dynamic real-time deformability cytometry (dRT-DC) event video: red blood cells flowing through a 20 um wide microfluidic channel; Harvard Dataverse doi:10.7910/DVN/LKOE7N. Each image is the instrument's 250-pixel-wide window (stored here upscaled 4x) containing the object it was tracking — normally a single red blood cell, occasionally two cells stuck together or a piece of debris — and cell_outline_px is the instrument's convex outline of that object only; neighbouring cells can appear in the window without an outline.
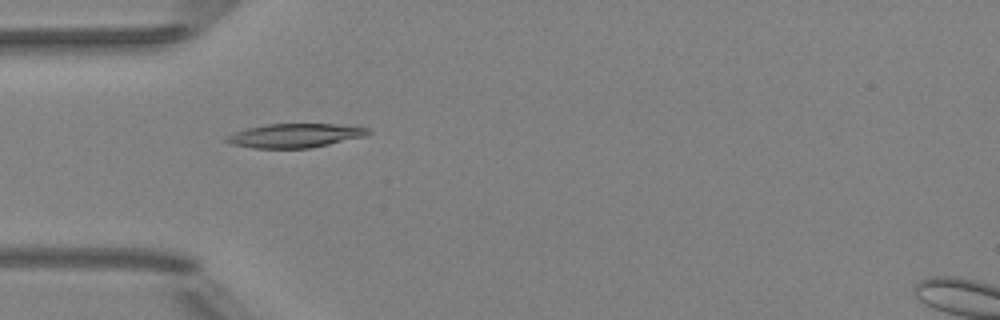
{"species": "Egyptian fruit bat (a non-hibernating species)", "species_latin": "Rousettus aegyptiacus", "temperature_condition": "room temperature", "stored_images_in_passage": 52, "camera_frame_rate_fps": 3000, "um_per_image_px": 0.085, "animal": {"sex": "female"}, "frame": {"image": 1, "passage_image": 16, "time_ms": 5.0, "image_size_px": [1000, 320], "cell_outline_px": [[372, 132], [364, 136], [328, 144], [308, 148], [252, 148], [232, 144], [224, 140], [224, 136], [248, 128], [268, 124], [336, 124], [368, 128]], "centroid_in_image_um": [25.04, 11.52], "position_along_channel_um": 60.0, "area_um2": 19.54}}
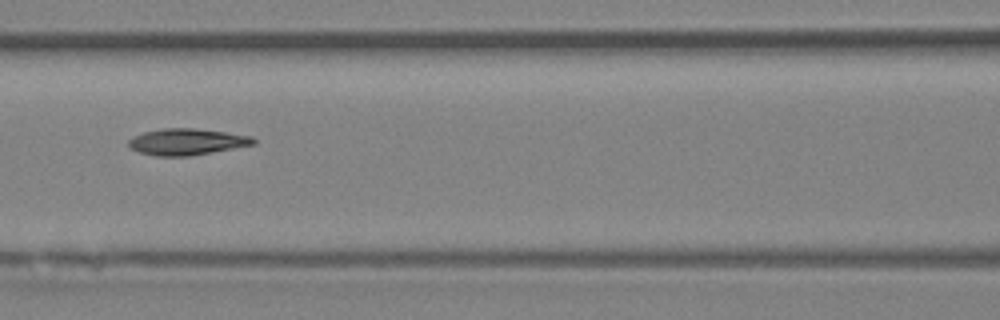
{"frame": {"image": 2, "passage_image": 23, "time_ms": 7.333, "image_size_px": [1000, 320], "cell_outline_px": [[256, 144], [188, 156], [156, 156], [140, 152], [132, 148], [128, 144], [128, 140], [132, 136], [144, 132], [164, 128], [192, 128], [224, 132], [252, 136], [256, 140]], "centroid_in_image_um": [15.87, 12.05], "position_along_channel_um": 150.7, "area_um2": 19.02}}
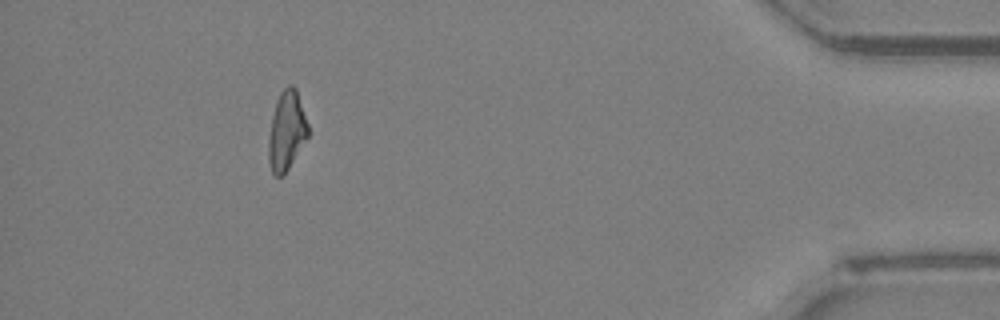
{"frame": {"image": 3, "passage_image": 47, "time_ms": 15.333, "image_size_px": [1000, 320], "cell_outline_px": [[308, 136], [288, 168], [280, 176], [276, 176], [272, 172], [268, 160], [268, 140], [272, 116], [276, 100], [280, 92], [288, 84], [292, 84], [296, 88], [308, 124]], "centroid_in_image_um": [24.35, 11.08], "position_along_channel_um": 410.9, "area_um2": 18.03}, "authors_computed_cell_mechanics": {"area_um2": 19.0162, "velocity_mm_per_s": 4.0011, "shape_relaxation_time_tau1_ms": 5.7694, "shape_relaxation_time_tau2_ms": 5.3213, "deformation_change_tau1": 0.1843, "deformation_change_tau2": 0.1196}}